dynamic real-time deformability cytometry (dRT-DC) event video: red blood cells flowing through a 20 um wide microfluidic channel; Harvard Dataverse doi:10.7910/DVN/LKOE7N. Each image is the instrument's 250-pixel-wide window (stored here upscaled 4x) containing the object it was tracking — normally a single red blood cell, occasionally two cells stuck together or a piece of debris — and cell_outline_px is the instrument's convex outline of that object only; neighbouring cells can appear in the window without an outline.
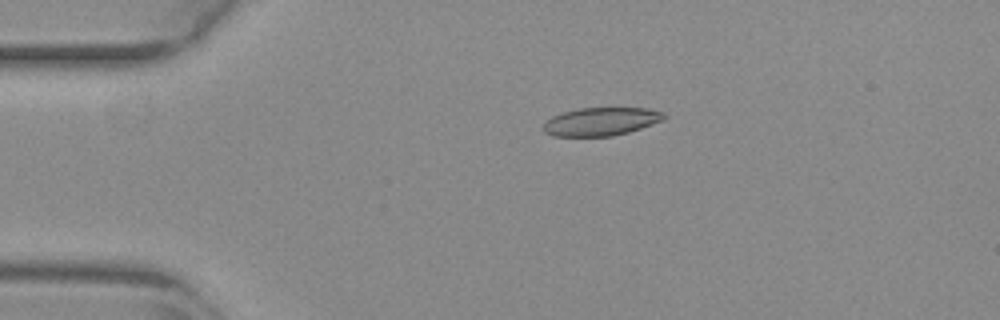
{"species": "common noctule bat (a hibernating species)", "species_latin": "Nyctalus noctula", "temperature_condition": "warm", "stored_images_in_passage": 5, "camera_frame_rate_fps": 3000, "um_per_image_px": 0.085, "animal": {"sex": "female", "body_mass_g": 29.2, "forearm_length_mm": 56.3}, "frame": {"image": 1, "passage_image": 1, "time_ms": 0.0, "image_size_px": [1000, 320], "cell_outline_px": [[668, 116], [664, 120], [628, 132], [612, 136], [552, 136], [544, 132], [540, 128], [544, 120], [552, 116], [564, 112], [580, 108], [648, 108], [664, 112]], "centroid_in_image_um": [51.05, 10.33], "position_along_channel_um": 33.9, "area_um2": 20.06}}